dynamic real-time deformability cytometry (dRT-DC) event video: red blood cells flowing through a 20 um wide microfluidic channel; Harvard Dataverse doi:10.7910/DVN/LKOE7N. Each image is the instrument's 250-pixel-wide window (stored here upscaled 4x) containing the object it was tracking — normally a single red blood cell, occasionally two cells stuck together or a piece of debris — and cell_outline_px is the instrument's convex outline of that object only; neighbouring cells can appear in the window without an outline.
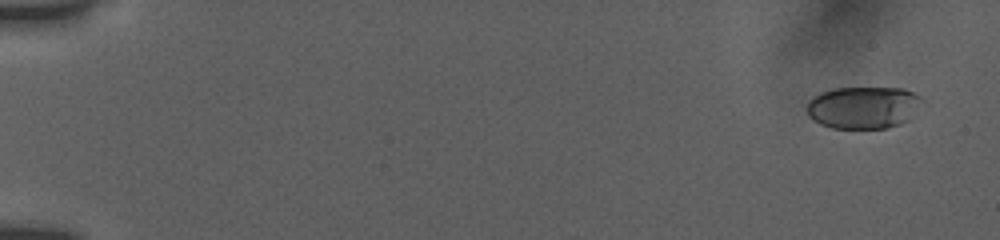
{"species": "human", "species_latin": "Homo sapiens", "temperature_condition": "room temperature", "stored_images_in_passage": 9, "camera_frame_rate_fps": 3000, "um_per_image_px": 0.085, "donor": {"sex": "female"}, "frame": {"image": 1, "passage_image": 1, "time_ms": 0.0, "image_size_px": [1000, 240], "cell_outline_px": [[928, 104], [912, 120], [888, 128], [832, 128], [820, 124], [812, 120], [808, 116], [808, 100], [812, 96], [820, 92], [832, 88], [904, 88], [928, 100]], "centroid_in_image_um": [73.51, 9.13], "position_along_channel_um": 11.5, "area_um2": 29.48}}
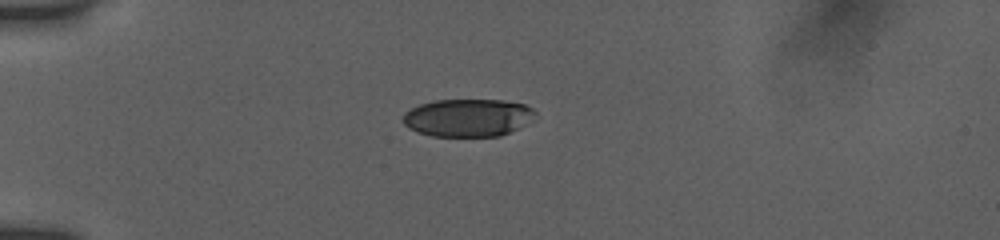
{"frame": {"image": 2, "passage_image": 6, "time_ms": 4.333, "image_size_px": [1000, 240], "cell_outline_px": [[536, 112], [524, 124], [500, 136], [432, 136], [416, 132], [408, 128], [404, 124], [404, 112], [420, 104], [436, 100], [504, 100], [524, 104], [532, 108]], "centroid_in_image_um": [39.71, 10.0], "position_along_channel_um": 45.3, "area_um2": 28.78}}
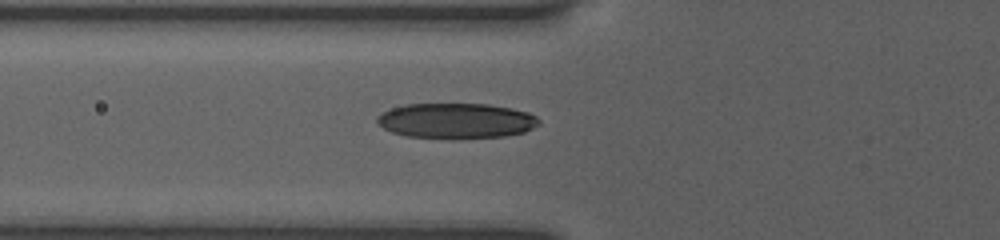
{"frame": {"image": 3, "passage_image": 9, "time_ms": 6.333, "image_size_px": [1000, 240], "cell_outline_px": [[540, 124], [524, 132], [504, 136], [452, 140], [408, 136], [392, 132], [384, 128], [376, 120], [376, 116], [392, 108], [404, 104], [488, 104], [512, 108], [528, 112], [536, 116], [540, 120]], "centroid_in_image_um": [38.8, 10.28], "position_along_channel_um": 87.0, "area_um2": 33.7}}